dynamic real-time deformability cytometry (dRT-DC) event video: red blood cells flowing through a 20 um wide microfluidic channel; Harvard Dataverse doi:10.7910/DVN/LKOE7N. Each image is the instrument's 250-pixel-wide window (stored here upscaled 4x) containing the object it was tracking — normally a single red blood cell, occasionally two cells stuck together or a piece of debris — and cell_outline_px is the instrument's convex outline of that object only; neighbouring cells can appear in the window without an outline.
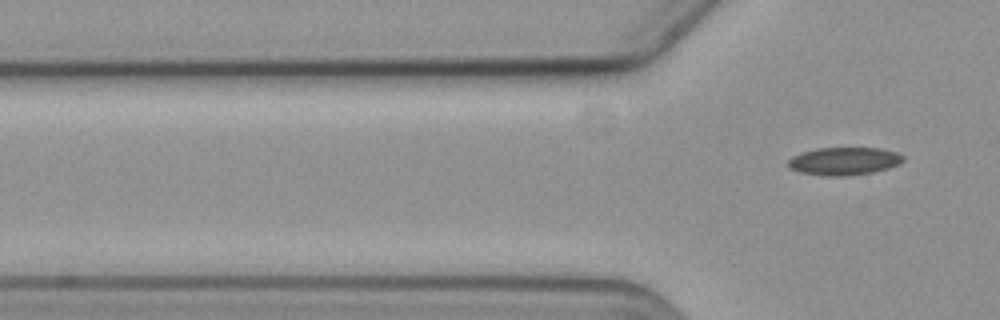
{"species": "common noctule bat (a hibernating species)", "species_latin": "Nyctalus noctula", "temperature_condition": "cold", "stored_images_in_passage": 2, "camera_frame_rate_fps": 3000, "um_per_image_px": 0.085, "animal": {"sex": "female", "body_mass_g": 19.3, "forearm_length_mm": 54.1}, "frame": {"image": 1, "passage_image": 2, "time_ms": 2.333, "image_size_px": [1000, 320], "cell_outline_px": [[904, 160], [900, 164], [888, 168], [872, 172], [840, 176], [828, 176], [800, 172], [788, 168], [788, 160], [792, 156], [800, 152], [816, 148], [880, 148], [896, 152], [904, 156]], "centroid_in_image_um": [71.73, 13.68], "position_along_channel_um": 54.1, "area_um2": 18.67}}